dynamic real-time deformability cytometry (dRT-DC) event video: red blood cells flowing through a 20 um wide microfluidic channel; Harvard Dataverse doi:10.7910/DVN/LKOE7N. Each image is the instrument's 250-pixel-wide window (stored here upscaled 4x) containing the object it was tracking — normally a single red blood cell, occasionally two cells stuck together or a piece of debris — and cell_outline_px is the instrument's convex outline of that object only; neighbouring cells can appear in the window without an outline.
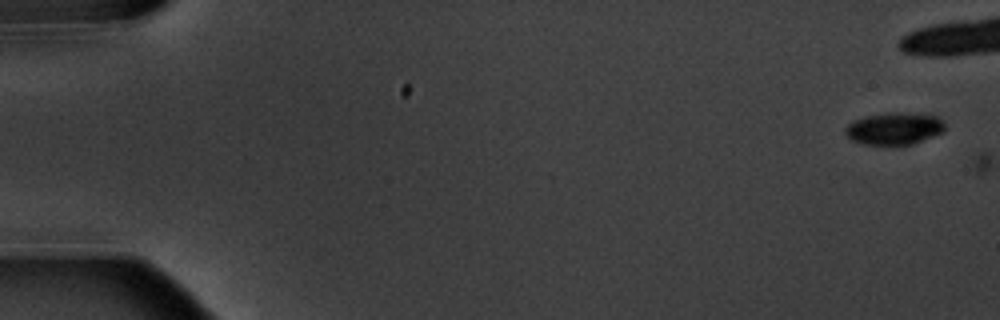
{"species": "common noctule bat (a hibernating species)", "species_latin": "Nyctalus noctula", "temperature_condition": "warm", "stored_images_in_passage": 2, "camera_frame_rate_fps": 3000, "um_per_image_px": 0.085, "animal": {"sex": "male", "body_mass_g": 20.1, "forearm_length_mm": 53.5}, "frame": {"image": 1, "passage_image": 1, "time_ms": 0.0, "image_size_px": [1000, 320], "cell_outline_px": [[944, 132], [912, 144], [892, 148], [864, 144], [852, 140], [844, 132], [844, 128], [852, 120], [864, 116], [888, 112], [896, 112], [936, 116], [944, 124]], "centroid_in_image_um": [75.95, 10.97], "position_along_channel_um": 9.0, "area_um2": 19.19}}